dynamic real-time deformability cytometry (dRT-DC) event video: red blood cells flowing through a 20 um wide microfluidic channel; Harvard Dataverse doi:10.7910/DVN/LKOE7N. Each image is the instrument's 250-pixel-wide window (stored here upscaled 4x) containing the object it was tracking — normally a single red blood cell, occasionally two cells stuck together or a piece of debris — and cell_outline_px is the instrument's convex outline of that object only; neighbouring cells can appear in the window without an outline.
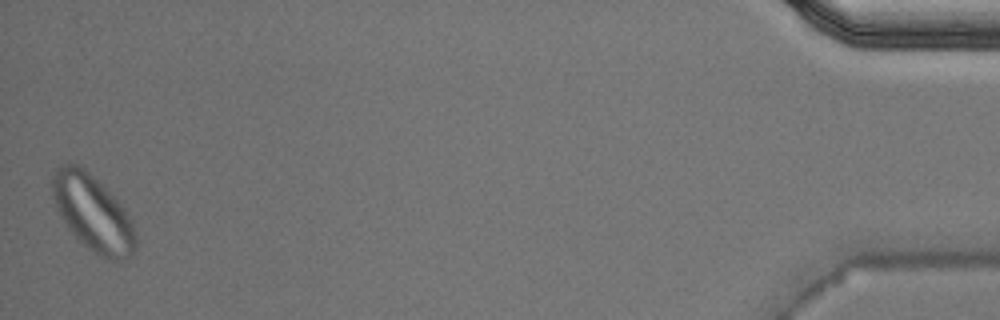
{"species": "Egyptian fruit bat (a non-hibernating species)", "species_latin": "Rousettus aegyptiacus", "temperature_condition": "warm", "stored_images_in_passage": 38, "segment_of_instrument_passage": [2, 2], "camera_frame_rate_fps": 3000, "um_per_image_px": 0.085, "animal": {"sex": "male"}, "frame": {"image": 1, "passage_image": 38, "time_ms": 12.333, "image_size_px": [1000, 320], "cell_outline_px": [[136, 248], [128, 256], [120, 260], [108, 260], [100, 256], [84, 244], [68, 228], [56, 204], [52, 192], [52, 176], [56, 168], [64, 164], [76, 164], [84, 168], [120, 204], [132, 220], [136, 236]], "centroid_in_image_um": [7.9, 18.12], "position_along_channel_um": 427.3, "area_um2": 35.84}}